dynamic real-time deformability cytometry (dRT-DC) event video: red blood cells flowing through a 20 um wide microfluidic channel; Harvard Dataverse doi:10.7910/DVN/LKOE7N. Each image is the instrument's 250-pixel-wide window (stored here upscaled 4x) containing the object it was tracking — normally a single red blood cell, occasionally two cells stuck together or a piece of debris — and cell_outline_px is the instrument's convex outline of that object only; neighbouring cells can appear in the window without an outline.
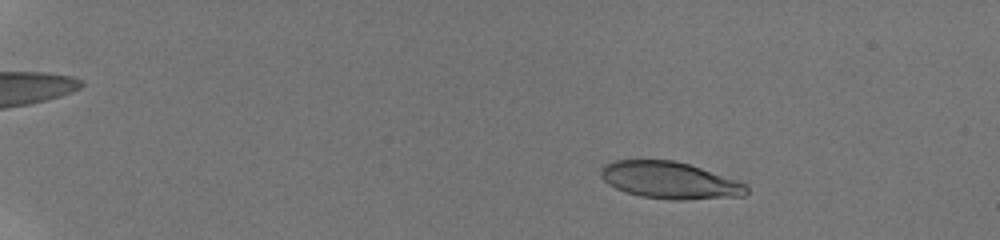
{"species": "human", "species_latin": "Homo sapiens", "temperature_condition": "room temperature", "stored_images_in_passage": 57, "camera_frame_rate_fps": 3000, "um_per_image_px": 0.085, "donor": {"sex": "male"}, "frame": {"image": 1, "passage_image": 12, "time_ms": 3.667, "image_size_px": [1000, 240], "cell_outline_px": [[748, 192], [744, 196], [684, 200], [672, 200], [640, 196], [616, 188], [608, 184], [600, 176], [600, 168], [604, 164], [616, 160], [672, 160], [688, 164], [736, 180], [744, 184], [748, 188]], "centroid_in_image_um": [56.9, 15.33], "position_along_channel_um": 28.1, "area_um2": 31.15}}
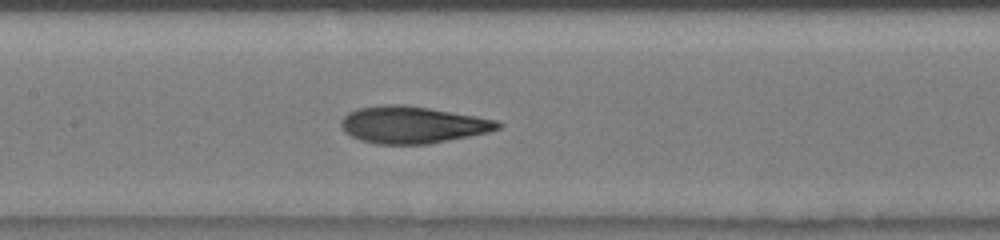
{"frame": {"image": 2, "passage_image": 33, "time_ms": 10.667, "image_size_px": [1000, 240], "cell_outline_px": [[504, 124], [500, 128], [488, 132], [428, 144], [376, 144], [360, 140], [344, 132], [340, 124], [340, 120], [348, 112], [360, 108], [380, 104], [404, 104], [476, 116], [496, 120]], "centroid_in_image_um": [35.03, 10.6], "position_along_channel_um": 172.4, "area_um2": 33.76}}
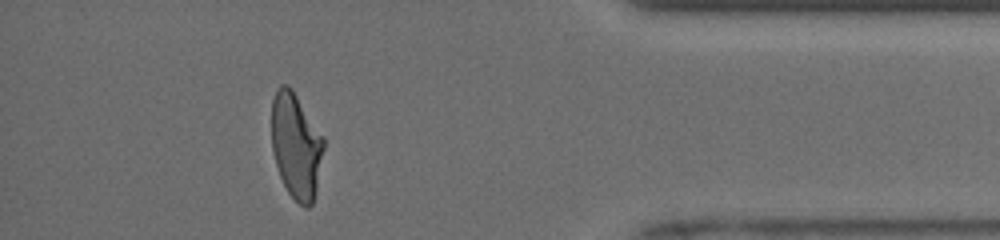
{"frame": {"image": 3, "passage_image": 53, "time_ms": 17.333, "image_size_px": [1000, 240], "cell_outline_px": [[324, 148], [316, 192], [312, 204], [308, 208], [304, 208], [288, 192], [280, 176], [276, 164], [272, 148], [272, 100], [276, 88], [280, 84], [288, 84], [292, 88], [324, 136]], "centroid_in_image_um": [25.18, 12.36], "position_along_channel_um": 410.0, "area_um2": 32.25}, "authors_computed_cell_mechanics": {"area_um2": 32.2524, "velocity_mm_per_s": 3.9626, "shape_relaxation_time_tau1_ms": 3.9335, "shape_relaxation_time_tau2_ms": 1.3034, "deformation_change_tau1": 0.2006, "deformation_change_tau2": 0.0904}}